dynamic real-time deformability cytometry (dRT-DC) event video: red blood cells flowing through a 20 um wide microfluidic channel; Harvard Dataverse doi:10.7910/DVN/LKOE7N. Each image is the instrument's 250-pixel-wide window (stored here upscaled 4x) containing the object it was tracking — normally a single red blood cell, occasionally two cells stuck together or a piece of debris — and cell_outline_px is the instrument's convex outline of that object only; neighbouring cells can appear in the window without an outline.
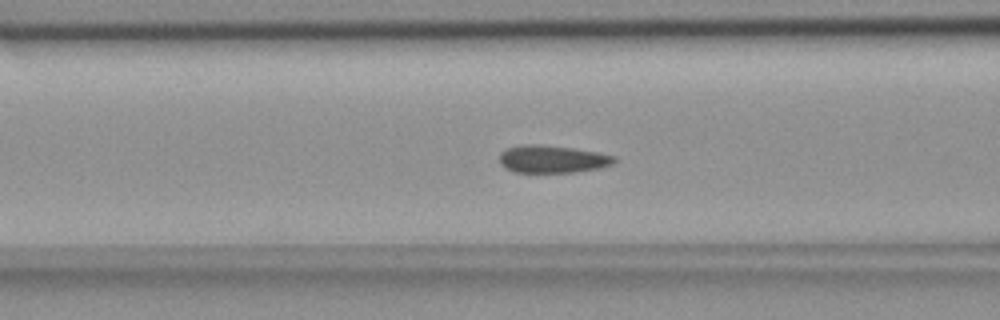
{"species": "common noctule bat (a hibernating species)", "species_latin": "Nyctalus noctula", "temperature_condition": "room temperature", "stored_images_in_passage": 54, "camera_frame_rate_fps": 3000, "um_per_image_px": 0.085, "animal": {"sex": "female", "body_mass_g": 18.4}, "frame": {"image": 1, "passage_image": 21, "time_ms": 6.667, "image_size_px": [1000, 320], "cell_outline_px": [[616, 160], [612, 164], [600, 168], [572, 172], [516, 172], [504, 168], [500, 164], [500, 152], [508, 148], [520, 144], [536, 144], [572, 148], [596, 152], [616, 156]], "centroid_in_image_um": [46.92, 13.52], "position_along_channel_um": 119.7, "area_um2": 18.38}}
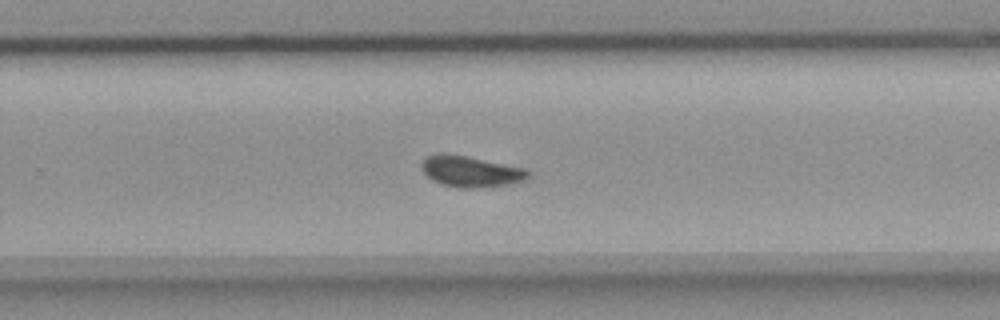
{"frame": {"image": 2, "passage_image": 35, "time_ms": 11.333, "image_size_px": [1000, 320], "cell_outline_px": [[528, 176], [524, 180], [508, 184], [480, 188], [456, 188], [432, 180], [424, 172], [420, 164], [428, 156], [440, 152], [444, 152], [468, 156], [524, 168], [528, 172]], "centroid_in_image_um": [39.97, 14.56], "position_along_channel_um": 289.8, "area_um2": 19.19}}
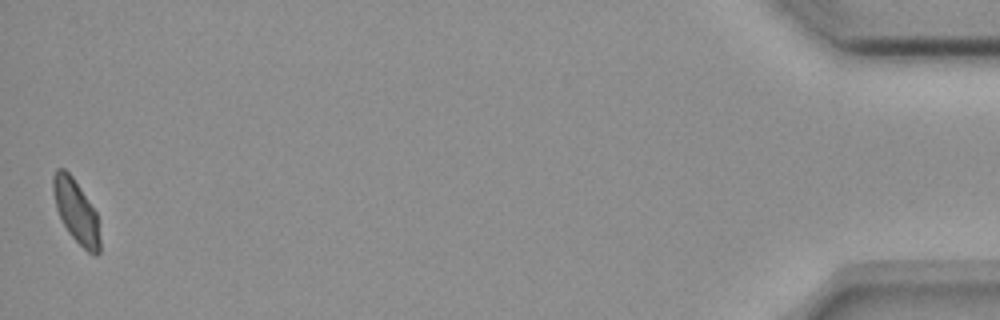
{"frame": {"image": 3, "passage_image": 54, "time_ms": 17.667, "image_size_px": [1000, 320], "cell_outline_px": [[100, 252], [96, 256], [88, 252], [68, 232], [56, 208], [52, 192], [52, 176], [56, 168], [64, 168], [72, 176], [96, 212], [100, 240]], "centroid_in_image_um": [6.45, 17.94], "position_along_channel_um": 428.8, "area_um2": 17.05}, "authors_computed_cell_mechanics": {"area_um2": 18.8139, "velocity_mm_per_s": 3.6527, "shape_relaxation_time_tau1_ms": null, "shape_relaxation_time_tau2_ms": 0.3174, "deformation_change_tau1": null, "deformation_change_tau2": 0.0513}}